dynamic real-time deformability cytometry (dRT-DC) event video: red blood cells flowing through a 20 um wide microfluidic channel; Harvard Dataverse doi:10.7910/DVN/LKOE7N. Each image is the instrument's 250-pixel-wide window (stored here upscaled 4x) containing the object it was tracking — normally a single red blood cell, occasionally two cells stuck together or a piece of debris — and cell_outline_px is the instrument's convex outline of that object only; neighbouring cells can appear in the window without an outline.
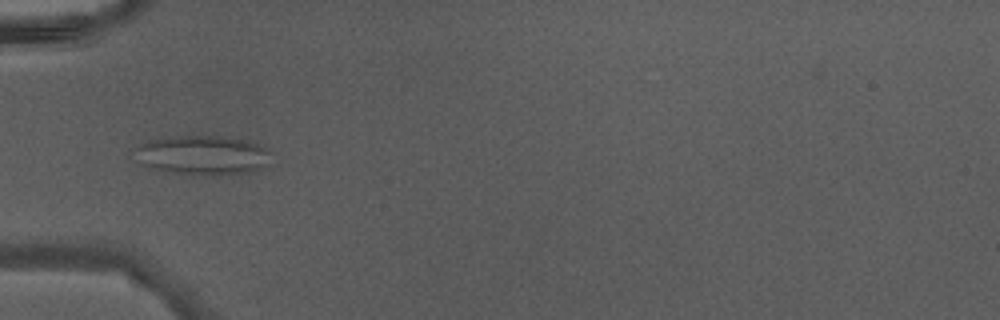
{"species": "Egyptian fruit bat (a non-hibernating species)", "species_latin": "Rousettus aegyptiacus", "temperature_condition": "warm", "stored_images_in_passage": 48, "camera_frame_rate_fps": 3000, "um_per_image_px": 0.085, "animal": {"sex": "male"}, "frame": {"image": 1, "passage_image": 17, "time_ms": 5.333, "image_size_px": [1000, 320], "cell_outline_px": [[272, 164], [264, 168], [248, 172], [220, 176], [212, 176], [176, 172], [152, 168], [144, 164], [132, 148], [144, 140], [180, 136], [220, 136], [244, 140], [268, 148], [272, 152]], "centroid_in_image_um": [17.31, 13.19], "position_along_channel_um": 67.7, "area_um2": 31.56}}
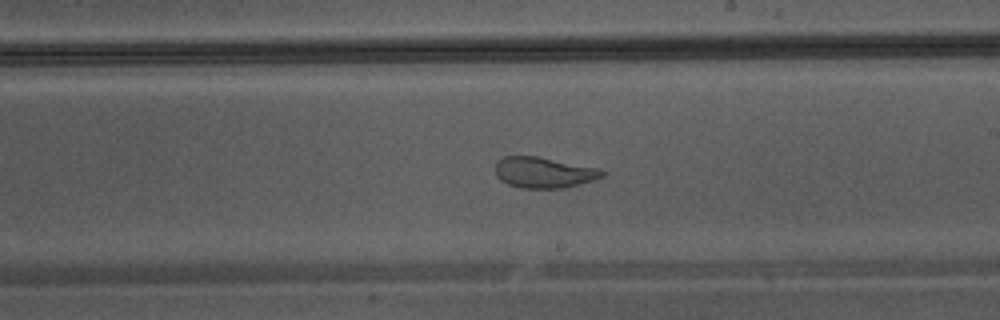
{"frame": {"image": 2, "passage_image": 29, "time_ms": 9.333, "image_size_px": [1000, 320], "cell_outline_px": [[608, 172], [604, 176], [580, 184], [564, 188], [520, 188], [508, 184], [500, 180], [496, 176], [496, 160], [504, 156], [540, 156], [596, 168]], "centroid_in_image_um": [46.21, 14.66], "position_along_channel_um": 242.8, "area_um2": 19.31}}
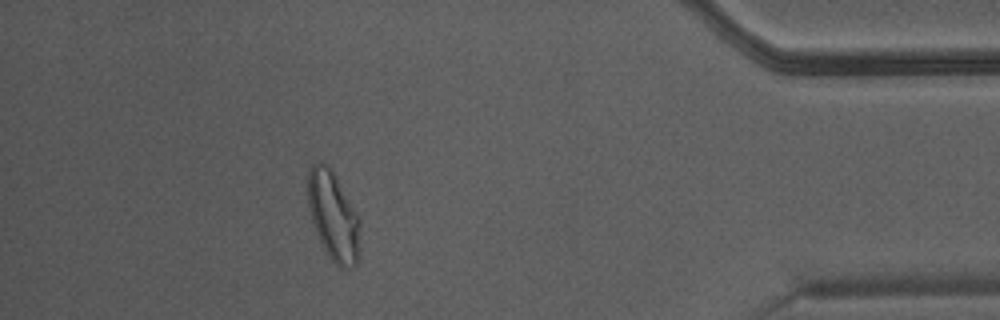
{"frame": {"image": 3, "passage_image": 43, "time_ms": 14.0, "image_size_px": [1000, 320], "cell_outline_px": [[360, 256], [356, 264], [344, 268], [340, 268], [328, 256], [316, 232], [308, 208], [308, 172], [312, 164], [328, 164], [336, 176], [356, 212], [360, 224]], "centroid_in_image_um": [28.35, 18.4], "position_along_channel_um": 406.9, "area_um2": 26.93}}